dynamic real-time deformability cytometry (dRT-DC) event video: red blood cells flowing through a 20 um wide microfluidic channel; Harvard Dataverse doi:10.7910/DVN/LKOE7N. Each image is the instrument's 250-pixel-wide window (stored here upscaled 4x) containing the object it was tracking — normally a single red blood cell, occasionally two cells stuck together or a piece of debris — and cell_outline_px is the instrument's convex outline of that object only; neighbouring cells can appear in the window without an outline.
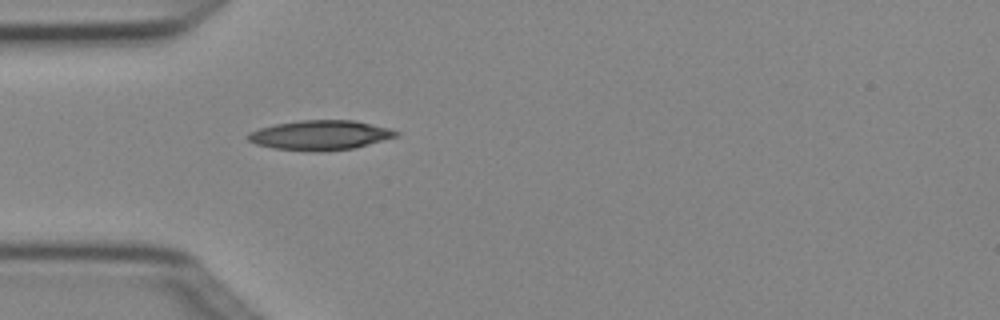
{"species": "Egyptian fruit bat (a non-hibernating species)", "species_latin": "Rousettus aegyptiacus", "temperature_condition": "cold", "stored_images_in_passage": 3, "camera_frame_rate_fps": 3000, "um_per_image_px": 0.085, "animal": {"sex": "female"}, "frame": {"image": 1, "passage_image": 3, "time_ms": 0.667, "image_size_px": [1000, 320], "cell_outline_px": [[400, 132], [396, 136], [368, 144], [352, 148], [316, 152], [312, 152], [272, 148], [256, 144], [248, 140], [248, 132], [260, 128], [276, 124], [300, 120], [352, 120], [388, 128]], "centroid_in_image_um": [27.17, 11.49], "position_along_channel_um": 57.8, "area_um2": 25.32}}